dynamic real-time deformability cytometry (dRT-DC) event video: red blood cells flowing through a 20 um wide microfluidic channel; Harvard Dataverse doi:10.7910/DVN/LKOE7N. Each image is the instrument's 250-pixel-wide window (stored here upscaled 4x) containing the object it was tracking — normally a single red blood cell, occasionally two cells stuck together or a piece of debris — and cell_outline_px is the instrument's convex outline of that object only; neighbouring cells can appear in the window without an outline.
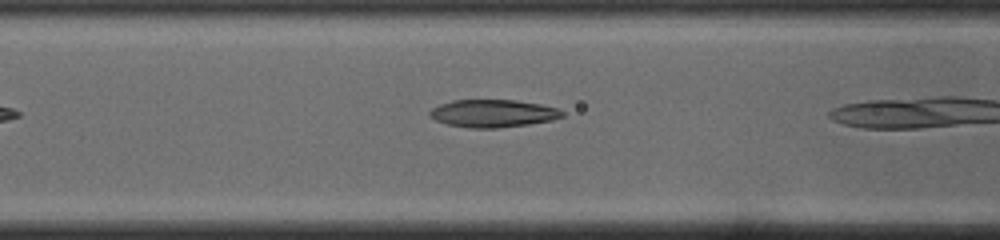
{"species": "common noctule bat (a hibernating species)", "species_latin": "Nyctalus noctula", "temperature_condition": "cold", "stored_images_in_passage": 10, "camera_frame_rate_fps": 3000, "um_per_image_px": 0.085, "animal": {"sex": "male", "body_mass_g": 19.0, "forearm_length_mm": 50.8}, "frame": {"image": 1, "passage_image": 6, "time_ms": 1.667, "image_size_px": [1000, 240], "cell_outline_px": [[564, 116], [552, 120], [528, 124], [496, 128], [468, 128], [448, 124], [436, 120], [428, 116], [428, 112], [432, 108], [440, 104], [452, 100], [516, 100], [540, 104], [556, 108], [564, 112]], "centroid_in_image_um": [41.88, 9.64], "position_along_channel_um": 124.7, "area_um2": 21.33}}
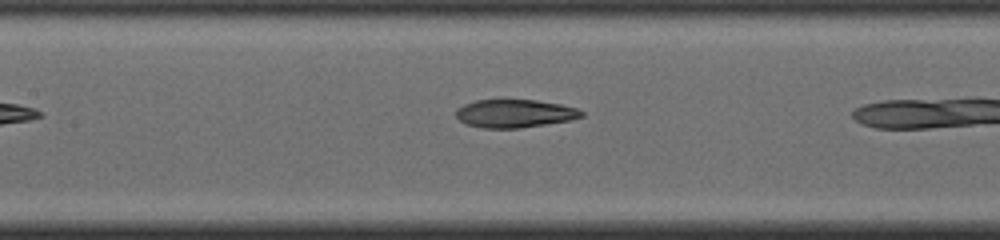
{"frame": {"image": 2, "passage_image": 9, "time_ms": 2.667, "image_size_px": [1000, 240], "cell_outline_px": [[584, 116], [572, 120], [520, 128], [484, 128], [468, 124], [460, 120], [456, 116], [456, 108], [464, 104], [476, 100], [536, 100], [560, 104], [576, 108], [584, 112]], "centroid_in_image_um": [43.77, 9.64], "position_along_channel_um": 163.6, "area_um2": 20.52}}